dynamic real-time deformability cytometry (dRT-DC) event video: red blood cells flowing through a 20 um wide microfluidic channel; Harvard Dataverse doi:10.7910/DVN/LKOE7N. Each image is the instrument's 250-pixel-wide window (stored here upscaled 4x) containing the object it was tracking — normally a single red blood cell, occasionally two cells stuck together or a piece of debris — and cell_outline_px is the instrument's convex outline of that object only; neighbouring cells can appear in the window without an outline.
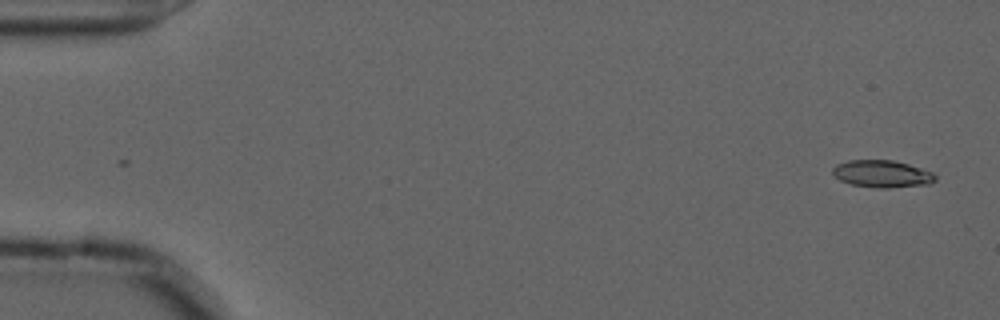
{"species": "common noctule bat (a hibernating species)", "species_latin": "Nyctalus noctula", "temperature_condition": "cold", "stored_images_in_passage": 16, "camera_frame_rate_fps": 3000, "um_per_image_px": 0.085, "animal": {"sex": "male", "forearm_length_mm": 52.5}, "frame": {"image": 1, "passage_image": 1, "time_ms": 0.0, "image_size_px": [1000, 320], "cell_outline_px": [[936, 180], [932, 184], [888, 188], [876, 188], [852, 184], [840, 180], [832, 172], [832, 168], [836, 164], [848, 160], [892, 160], [908, 164], [932, 172], [936, 176]], "centroid_in_image_um": [74.99, 14.78], "position_along_channel_um": 10.0, "area_um2": 16.3}}
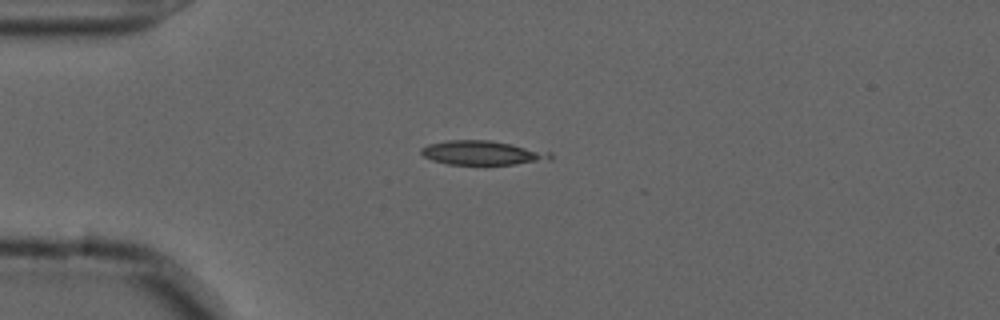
{"frame": {"image": 2, "passage_image": 13, "time_ms": 4.0, "image_size_px": [1000, 320], "cell_outline_px": [[552, 160], [516, 164], [448, 164], [432, 160], [424, 156], [420, 152], [420, 148], [428, 144], [448, 140], [488, 140], [552, 152]], "centroid_in_image_um": [41.0, 12.99], "position_along_channel_um": 44.0, "area_um2": 18.09}}